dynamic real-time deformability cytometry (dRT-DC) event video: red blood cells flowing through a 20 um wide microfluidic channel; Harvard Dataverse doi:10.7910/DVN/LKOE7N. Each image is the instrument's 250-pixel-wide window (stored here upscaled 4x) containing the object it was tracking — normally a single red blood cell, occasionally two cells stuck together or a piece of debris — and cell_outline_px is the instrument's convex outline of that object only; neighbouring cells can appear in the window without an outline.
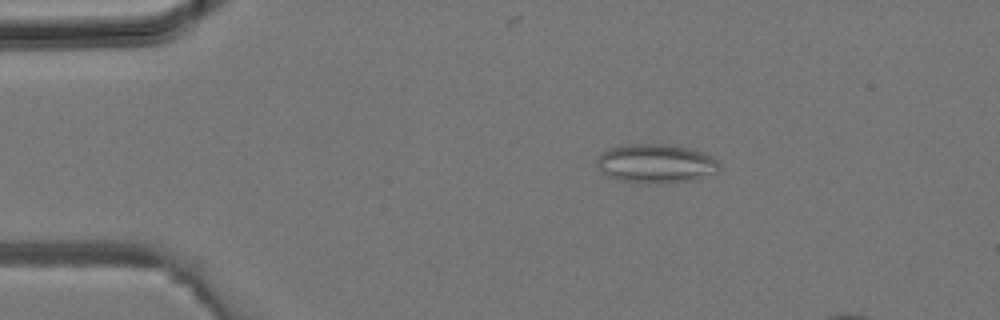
{"species": "common noctule bat (a hibernating species)", "species_latin": "Nyctalus noctula", "temperature_condition": "room temperature", "stored_images_in_passage": 3, "camera_frame_rate_fps": 3000, "um_per_image_px": 0.085, "animal": {"sex": "male", "body_mass_g": 19.2, "forearm_length_mm": 51.8}, "frame": {"image": 1, "passage_image": 1, "time_ms": 0.0, "image_size_px": [1000, 320], "cell_outline_px": [[720, 168], [716, 172], [692, 180], [664, 184], [656, 184], [620, 180], [608, 176], [596, 164], [596, 160], [608, 148], [628, 144], [668, 144], [688, 148], [712, 156], [720, 164]], "centroid_in_image_um": [55.76, 13.9], "position_along_channel_um": 29.2, "area_um2": 27.63}}